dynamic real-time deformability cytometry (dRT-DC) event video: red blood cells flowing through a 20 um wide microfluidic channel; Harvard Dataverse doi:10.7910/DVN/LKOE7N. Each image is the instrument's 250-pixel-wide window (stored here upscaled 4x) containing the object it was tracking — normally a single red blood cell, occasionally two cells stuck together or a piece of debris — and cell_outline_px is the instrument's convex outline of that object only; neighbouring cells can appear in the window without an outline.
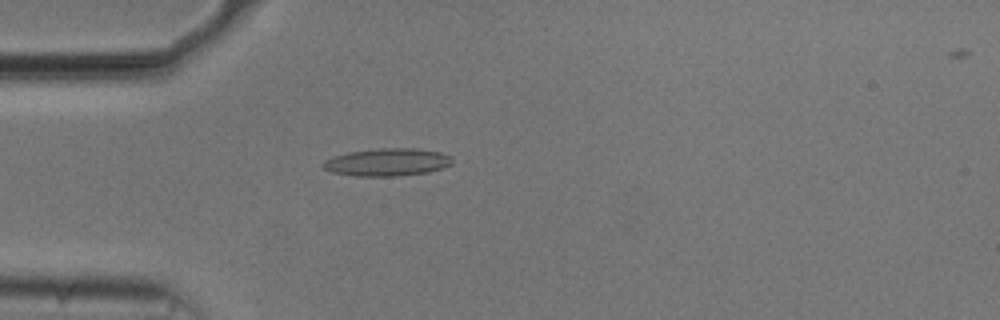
{"species": "common noctule bat (a hibernating species)", "species_latin": "Nyctalus noctula", "temperature_condition": "cold", "stored_images_in_passage": 55, "camera_frame_rate_fps": 3000, "um_per_image_px": 0.085, "animal": {"sex": "male", "body_mass_g": 20.5, "forearm_length_mm": 52.5}, "frame": {"image": 1, "passage_image": 16, "time_ms": 5.0, "image_size_px": [1000, 320], "cell_outline_px": [[452, 164], [428, 172], [396, 176], [356, 176], [332, 172], [324, 168], [320, 164], [324, 160], [332, 156], [348, 152], [376, 148], [416, 148], [440, 152], [452, 156]], "centroid_in_image_um": [32.89, 13.77], "position_along_channel_um": 52.1, "area_um2": 20.92}}
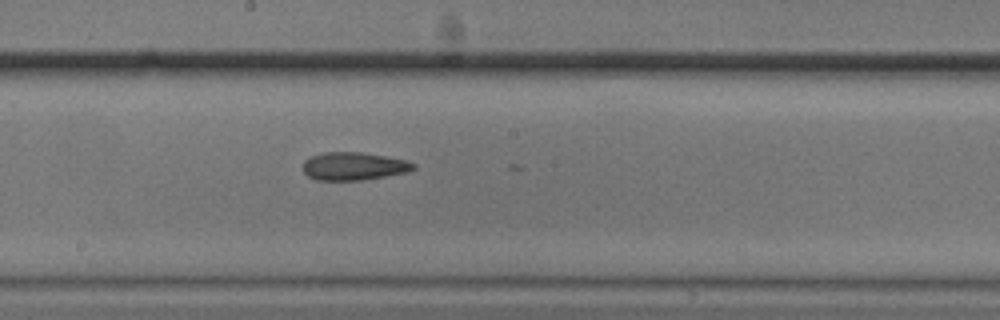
{"frame": {"image": 2, "passage_image": 30, "time_ms": 9.667, "image_size_px": [1000, 320], "cell_outline_px": [[416, 168], [408, 172], [360, 180], [316, 180], [308, 176], [304, 172], [304, 160], [312, 156], [324, 152], [360, 152], [408, 160], [416, 164]], "centroid_in_image_um": [30.09, 14.12], "position_along_channel_um": 218.1, "area_um2": 17.92}}
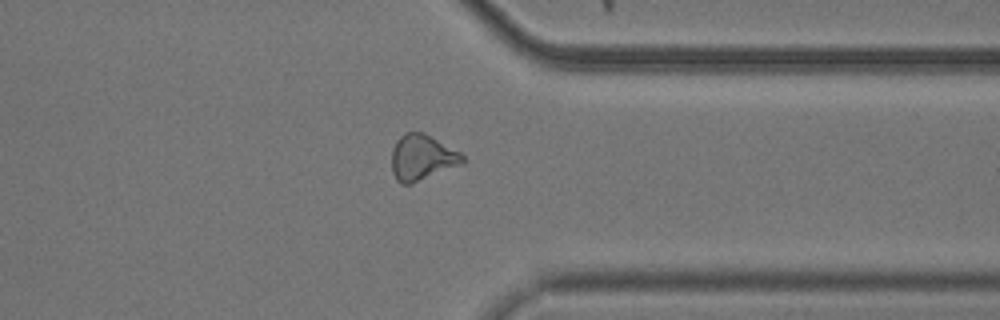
{"frame": {"image": 3, "passage_image": 43, "time_ms": 14.0, "image_size_px": [1000, 320], "cell_outline_px": [[468, 160], [464, 164], [412, 184], [400, 184], [396, 180], [392, 172], [392, 148], [396, 140], [400, 136], [408, 132], [424, 132], [460, 152]], "centroid_in_image_um": [35.9, 13.41], "position_along_channel_um": 375.5, "area_um2": 19.25}, "authors_computed_cell_mechanics": {"area_um2": 18.9006, "velocity_mm_per_s": 3.7207, "shape_relaxation_time_tau1_ms": null, "shape_relaxation_time_tau2_ms": 4.0391, "deformation_change_tau1": null, "deformation_change_tau2": 0.132}}